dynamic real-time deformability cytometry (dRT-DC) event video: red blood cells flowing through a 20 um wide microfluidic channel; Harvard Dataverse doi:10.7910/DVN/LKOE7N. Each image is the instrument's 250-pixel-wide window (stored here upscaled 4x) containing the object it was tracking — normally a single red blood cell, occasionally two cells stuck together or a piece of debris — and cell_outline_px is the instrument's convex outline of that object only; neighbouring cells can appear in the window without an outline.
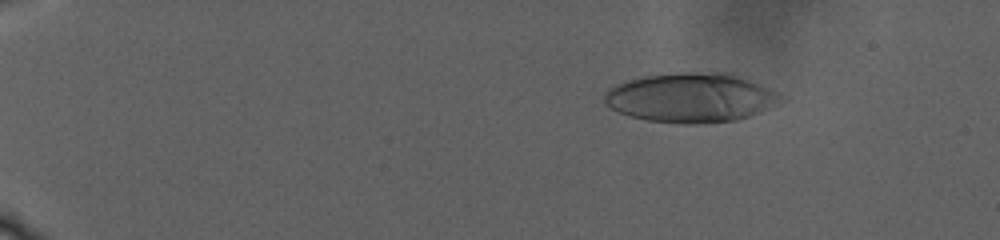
{"species": "human", "species_latin": "Homo sapiens", "temperature_condition": "warm", "stored_images_in_passage": 33, "camera_frame_rate_fps": 3000, "um_per_image_px": 0.085, "donor": {"sex": "male"}, "frame": {"image": 1, "passage_image": 9, "time_ms": 6.0, "image_size_px": [1000, 240], "cell_outline_px": [[788, 100], [760, 112], [736, 120], [696, 124], [680, 124], [648, 120], [632, 116], [620, 112], [612, 108], [604, 100], [604, 92], [608, 88], [616, 84], [628, 80], [644, 76], [680, 72], [732, 72], [780, 92]], "centroid_in_image_um": [58.81, 8.29], "position_along_channel_um": 26.2, "area_um2": 51.27}}
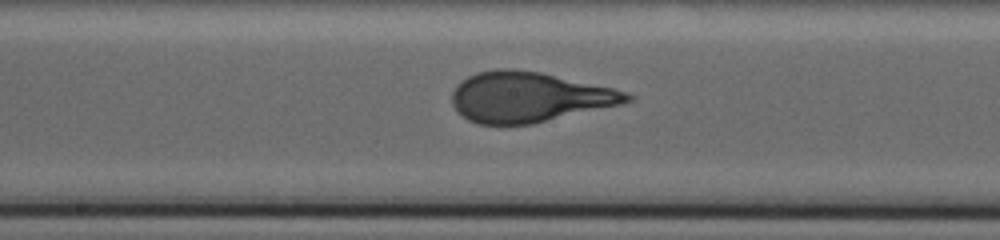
{"frame": {"image": 2, "passage_image": 23, "time_ms": 20.0, "image_size_px": [1000, 240], "cell_outline_px": [[636, 96], [632, 100], [620, 104], [532, 124], [480, 124], [468, 120], [456, 112], [452, 104], [452, 92], [456, 84], [460, 80], [476, 72], [496, 68], [512, 68], [540, 72], [612, 88], [628, 92]], "centroid_in_image_um": [44.91, 8.24], "position_along_channel_um": 203.3, "area_um2": 51.21}}
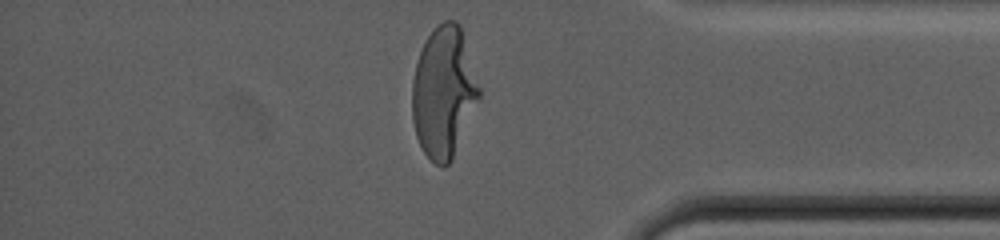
{"frame": {"image": 3, "passage_image": 33, "time_ms": 29.333, "image_size_px": [1000, 240], "cell_outline_px": [[480, 96], [452, 160], [444, 168], [440, 168], [424, 152], [416, 136], [412, 120], [412, 80], [416, 64], [420, 52], [428, 36], [444, 20], [456, 20], [460, 24], [480, 88]], "centroid_in_image_um": [37.7, 7.86], "position_along_channel_um": 397.5, "area_um2": 50.75}}